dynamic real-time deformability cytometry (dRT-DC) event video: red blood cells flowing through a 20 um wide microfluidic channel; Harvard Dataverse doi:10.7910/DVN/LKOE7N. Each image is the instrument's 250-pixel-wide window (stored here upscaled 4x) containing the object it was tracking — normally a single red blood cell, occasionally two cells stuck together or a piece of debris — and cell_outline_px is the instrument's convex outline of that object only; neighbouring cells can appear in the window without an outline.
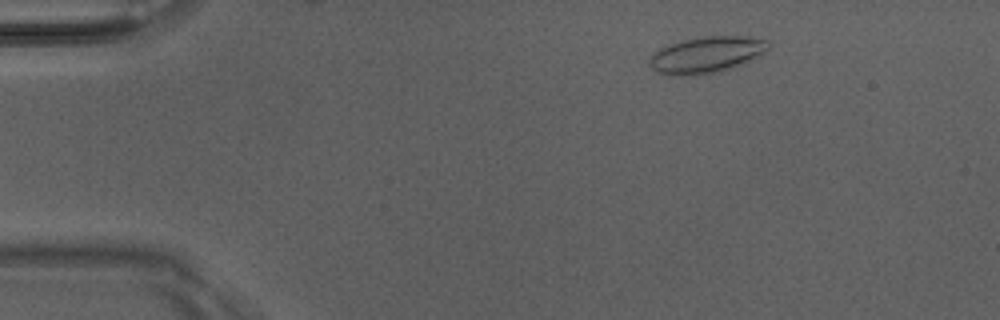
{"species": "Egyptian fruit bat (a non-hibernating species)", "species_latin": "Rousettus aegyptiacus", "temperature_condition": "room temperature", "stored_images_in_passage": 49, "camera_frame_rate_fps": 3000, "um_per_image_px": 0.085, "animal": {"sex": "male"}, "frame": {"image": 1, "passage_image": 6, "time_ms": 1.667, "image_size_px": [1000, 320], "cell_outline_px": [[768, 48], [764, 52], [732, 68], [720, 72], [680, 76], [668, 76], [656, 72], [648, 64], [648, 60], [660, 48], [680, 40], [704, 36], [752, 36], [768, 40]], "centroid_in_image_um": [60.01, 4.65], "position_along_channel_um": 25.0, "area_um2": 25.2}}
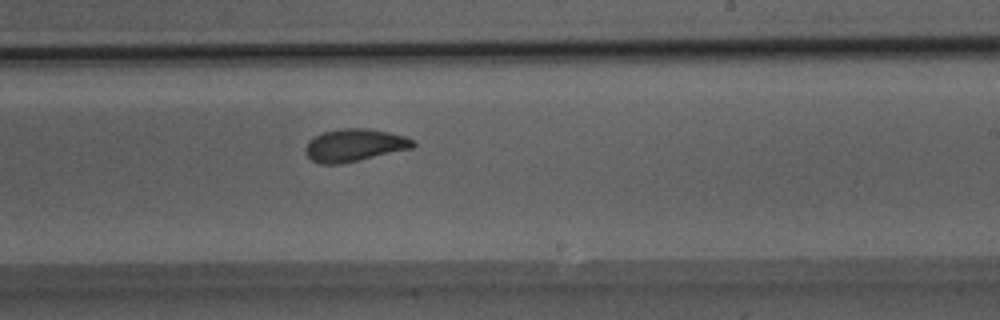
{"frame": {"image": 2, "passage_image": 29, "time_ms": 9.333, "image_size_px": [1000, 320], "cell_outline_px": [[416, 144], [412, 148], [340, 164], [320, 164], [312, 160], [304, 152], [304, 148], [308, 140], [324, 132], [344, 128], [368, 128], [388, 132], [404, 136], [416, 140]], "centroid_in_image_um": [30.12, 12.34], "position_along_channel_um": 258.9, "area_um2": 20.35}}
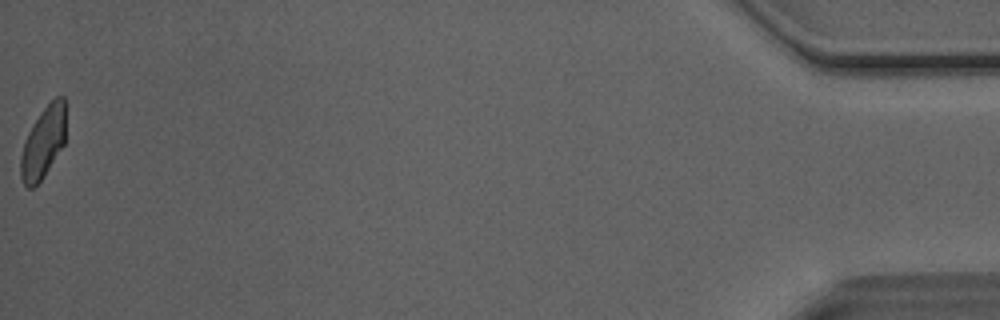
{"frame": {"image": 3, "passage_image": 49, "time_ms": 16.0, "image_size_px": [1000, 320], "cell_outline_px": [[64, 144], [40, 180], [32, 188], [28, 188], [24, 184], [20, 176], [20, 156], [24, 140], [28, 132], [40, 112], [56, 96], [64, 96]], "centroid_in_image_um": [3.64, 12.11], "position_along_channel_um": 431.6, "area_um2": 18.38}, "authors_computed_cell_mechanics": {"area_um2": 20.519, "velocity_mm_per_s": 4.0718, "shape_relaxation_time_tau1_ms": 5.1741, "shape_relaxation_time_tau2_ms": 0.9367, "deformation_change_tau1": 0.1219, "deformation_change_tau2": 0.0402}}